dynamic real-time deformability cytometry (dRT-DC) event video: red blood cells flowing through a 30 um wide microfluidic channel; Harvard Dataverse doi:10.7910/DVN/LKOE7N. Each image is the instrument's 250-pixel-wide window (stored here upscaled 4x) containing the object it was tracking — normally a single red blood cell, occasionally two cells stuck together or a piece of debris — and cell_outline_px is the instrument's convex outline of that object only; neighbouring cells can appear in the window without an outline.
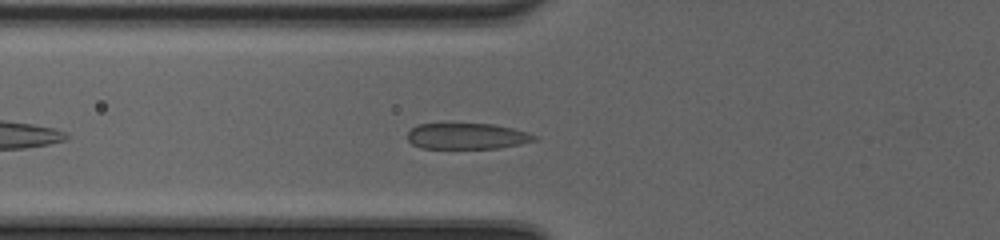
{"species": "common noctule bat (a hibernating species)", "species_latin": "Nyctalus noctula", "temperature_condition": "cold", "stored_images_in_passage": 25, "camera_frame_rate_fps": 3000, "um_per_image_px": 0.085, "animal": {"sex": "female", "body_mass_g": 20.0, "forearm_length_mm": 54.0}, "frame": {"image": 1, "passage_image": 6, "time_ms": 1.667, "image_size_px": [1000, 240], "cell_outline_px": [[536, 140], [520, 144], [500, 148], [420, 148], [412, 144], [408, 140], [408, 132], [412, 128], [420, 124], [492, 124], [512, 128], [536, 136]], "centroid_in_image_um": [39.67, 11.58], "position_along_channel_um": 86.1, "area_um2": 18.96}}
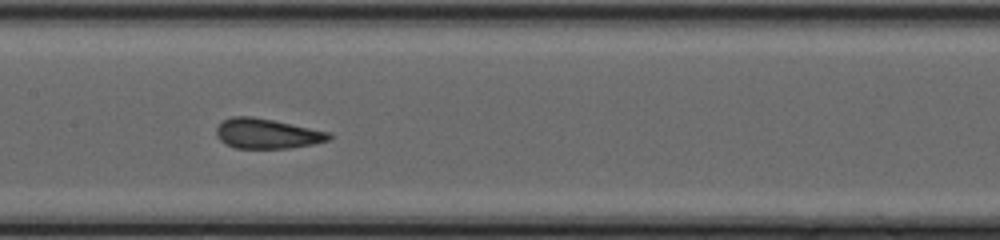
{"frame": {"image": 2, "passage_image": 13, "time_ms": 4.0, "image_size_px": [1000, 240], "cell_outline_px": [[332, 136], [328, 140], [312, 144], [288, 148], [236, 148], [220, 140], [216, 136], [216, 128], [224, 120], [232, 116], [252, 116], [332, 132]], "centroid_in_image_um": [22.7, 11.35], "position_along_channel_um": 184.7, "area_um2": 19.54}}
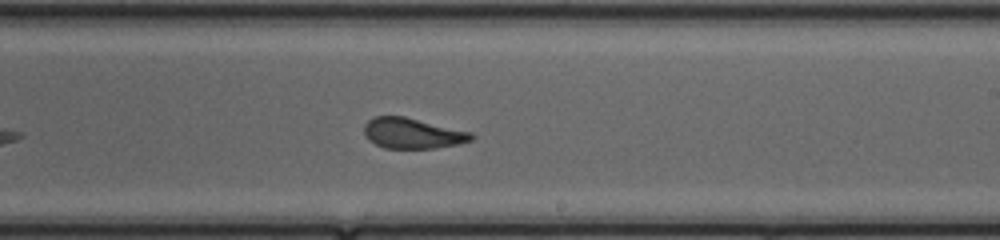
{"frame": {"image": 3, "passage_image": 18, "time_ms": 5.667, "image_size_px": [1000, 240], "cell_outline_px": [[476, 136], [472, 140], [456, 144], [432, 148], [384, 148], [368, 140], [364, 136], [364, 124], [368, 120], [376, 116], [404, 116], [472, 132]], "centroid_in_image_um": [35.04, 11.32], "position_along_channel_um": 254.0, "area_um2": 19.07}}